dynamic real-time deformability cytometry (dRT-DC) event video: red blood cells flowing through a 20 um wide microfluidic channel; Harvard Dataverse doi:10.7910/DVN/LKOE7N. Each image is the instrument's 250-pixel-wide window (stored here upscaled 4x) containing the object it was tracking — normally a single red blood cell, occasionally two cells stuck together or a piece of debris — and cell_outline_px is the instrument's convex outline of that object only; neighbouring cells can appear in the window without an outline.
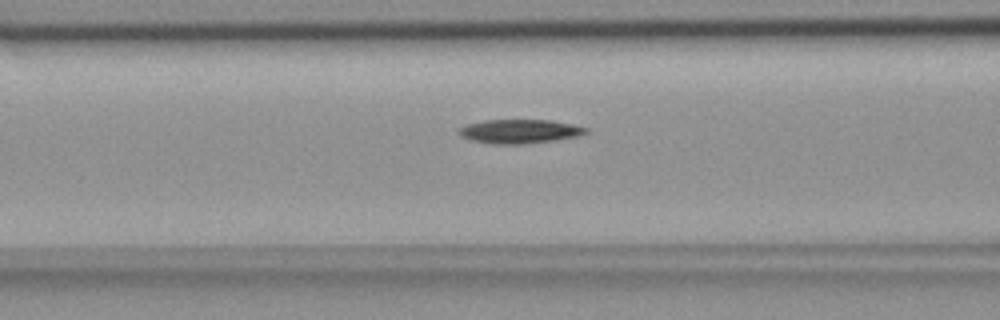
{"species": "common noctule bat (a hibernating species)", "species_latin": "Nyctalus noctula", "temperature_condition": "room temperature", "stored_images_in_passage": 52, "camera_frame_rate_fps": 3000, "um_per_image_px": 0.085, "animal": {"sex": "female", "body_mass_g": 18.4}, "frame": {"image": 1, "passage_image": 21, "time_ms": 6.667, "image_size_px": [1000, 320], "cell_outline_px": [[588, 132], [580, 136], [556, 140], [528, 144], [492, 144], [472, 140], [460, 136], [460, 128], [468, 124], [484, 120], [552, 120], [572, 124], [588, 128]], "centroid_in_image_um": [44.22, 11.17], "position_along_channel_um": 122.4, "area_um2": 17.8}}
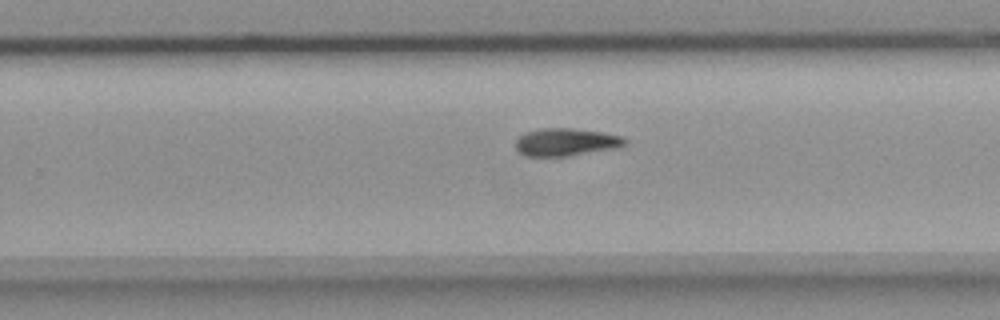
{"frame": {"image": 2, "passage_image": 34, "time_ms": 11.0, "image_size_px": [1000, 320], "cell_outline_px": [[628, 144], [620, 148], [568, 156], [524, 156], [516, 148], [516, 140], [524, 132], [540, 128], [572, 128], [600, 132], [624, 136], [628, 140]], "centroid_in_image_um": [48.16, 12.08], "position_along_channel_um": 281.6, "area_um2": 17.92}}
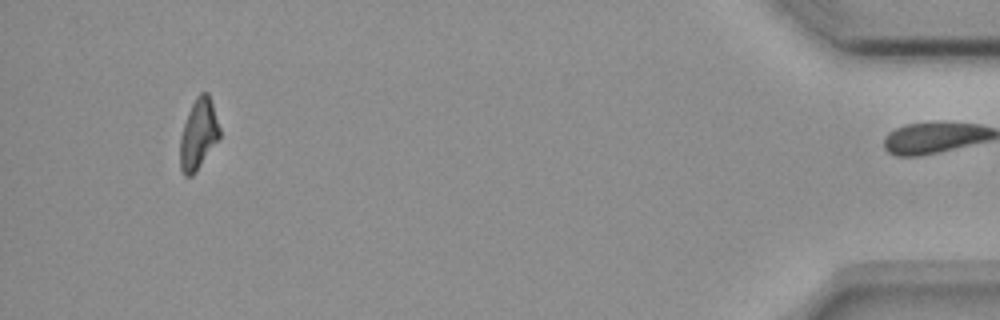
{"frame": {"image": 3, "passage_image": 51, "time_ms": 16.667, "image_size_px": [1000, 320], "cell_outline_px": [[220, 136], [196, 172], [192, 176], [184, 176], [180, 168], [180, 136], [188, 112], [196, 96], [200, 92], [208, 92], [220, 128]], "centroid_in_image_um": [16.85, 11.41], "position_along_channel_um": 418.4, "area_um2": 16.13}, "authors_computed_cell_mechanics": {"area_um2": 17.4267, "velocity_mm_per_s": 3.6993, "shape_relaxation_time_tau1_ms": 7.409, "shape_relaxation_time_tau2_ms": null, "deformation_change_tau1": 0.2028, "deformation_change_tau2": null}}